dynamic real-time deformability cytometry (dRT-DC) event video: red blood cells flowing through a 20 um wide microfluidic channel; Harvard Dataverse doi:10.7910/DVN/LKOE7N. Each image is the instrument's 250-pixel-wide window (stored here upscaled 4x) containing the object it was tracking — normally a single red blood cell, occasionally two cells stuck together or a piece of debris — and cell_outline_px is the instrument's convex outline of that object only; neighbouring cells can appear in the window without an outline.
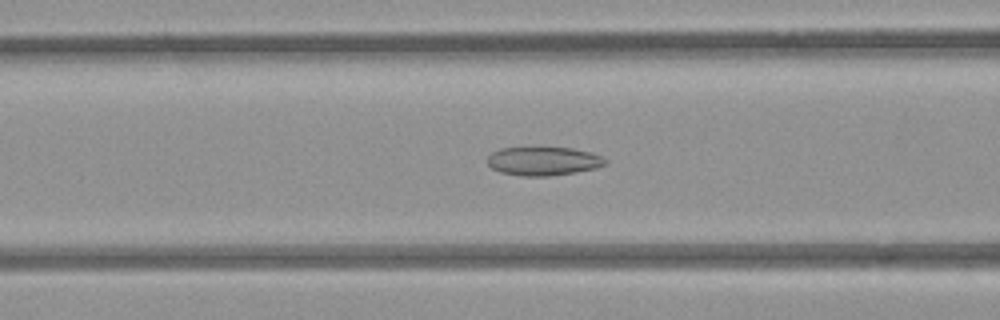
{"species": "common noctule bat (a hibernating species)", "species_latin": "Nyctalus noctula", "temperature_condition": "room temperature", "stored_images_in_passage": 53, "camera_frame_rate_fps": 3000, "um_per_image_px": 0.085, "animal": {"sex": "female", "body_mass_g": 21.9}, "frame": {"image": 1, "passage_image": 21, "time_ms": 6.667, "image_size_px": [1000, 320], "cell_outline_px": [[608, 164], [596, 168], [576, 172], [548, 176], [520, 176], [500, 172], [492, 168], [488, 164], [488, 156], [492, 152], [500, 148], [572, 148], [592, 152], [608, 160]], "centroid_in_image_um": [46.21, 13.7], "position_along_channel_um": 120.4, "area_um2": 19.71}}
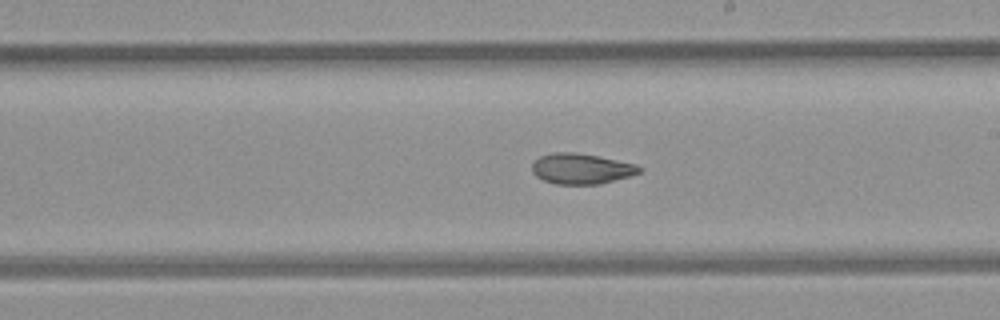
{"frame": {"image": 2, "passage_image": 30, "time_ms": 9.667, "image_size_px": [1000, 320], "cell_outline_px": [[644, 168], [640, 172], [628, 176], [600, 184], [556, 184], [544, 180], [536, 176], [532, 172], [532, 164], [540, 156], [552, 152], [576, 152], [636, 164]], "centroid_in_image_um": [49.39, 14.34], "position_along_channel_um": 239.6, "area_um2": 18.96}}
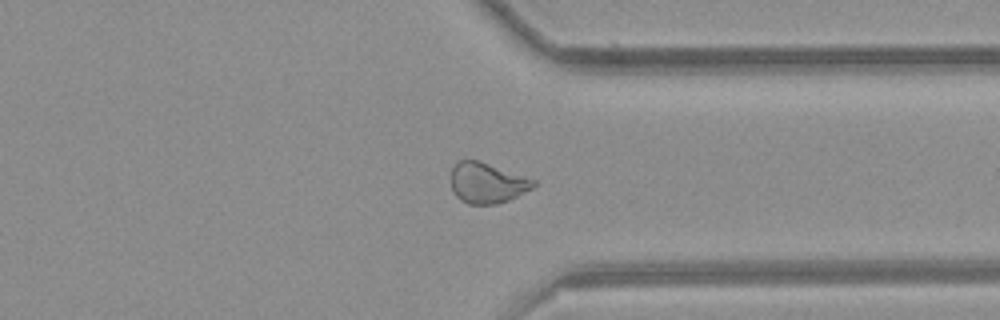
{"frame": {"image": 3, "passage_image": 40, "time_ms": 13.0, "image_size_px": [1000, 320], "cell_outline_px": [[536, 184], [532, 188], [508, 200], [496, 204], [468, 204], [460, 200], [452, 192], [452, 164], [460, 160], [480, 160], [536, 180]], "centroid_in_image_um": [41.38, 15.54], "position_along_channel_um": 370.0, "area_um2": 19.54}, "authors_computed_cell_mechanics": {"area_um2": 21.386, "velocity_mm_per_s": 3.9613, "shape_relaxation_time_tau1_ms": null, "shape_relaxation_time_tau2_ms": 2.8144, "deformation_change_tau1": null, "deformation_change_tau2": 0.0751}}